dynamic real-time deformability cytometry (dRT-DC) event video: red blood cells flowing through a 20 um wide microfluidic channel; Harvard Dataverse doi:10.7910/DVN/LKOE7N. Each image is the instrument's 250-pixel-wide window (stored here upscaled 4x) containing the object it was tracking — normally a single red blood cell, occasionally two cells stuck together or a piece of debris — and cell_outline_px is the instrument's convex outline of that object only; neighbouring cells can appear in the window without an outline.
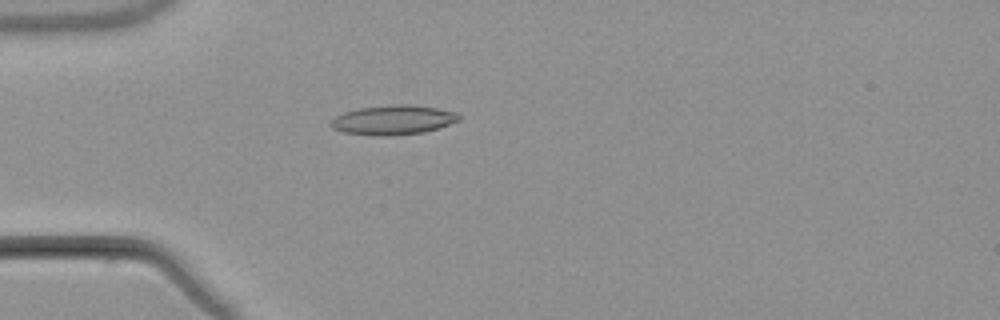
{"species": "common noctule bat (a hibernating species)", "species_latin": "Nyctalus noctula", "temperature_condition": "warm", "stored_images_in_passage": 4, "camera_frame_rate_fps": 3000, "um_per_image_px": 0.085, "animal": {"sex": "male", "body_mass_g": 21.5, "forearm_length_mm": 52.0}, "frame": {"image": 1, "passage_image": 4, "time_ms": 3.333, "image_size_px": [1000, 320], "cell_outline_px": [[460, 120], [424, 132], [384, 136], [380, 136], [344, 132], [332, 128], [328, 124], [336, 116], [344, 112], [360, 108], [396, 104], [408, 104], [436, 108], [456, 112], [460, 116]], "centroid_in_image_um": [33.4, 10.19], "position_along_channel_um": 51.6, "area_um2": 21.73}}